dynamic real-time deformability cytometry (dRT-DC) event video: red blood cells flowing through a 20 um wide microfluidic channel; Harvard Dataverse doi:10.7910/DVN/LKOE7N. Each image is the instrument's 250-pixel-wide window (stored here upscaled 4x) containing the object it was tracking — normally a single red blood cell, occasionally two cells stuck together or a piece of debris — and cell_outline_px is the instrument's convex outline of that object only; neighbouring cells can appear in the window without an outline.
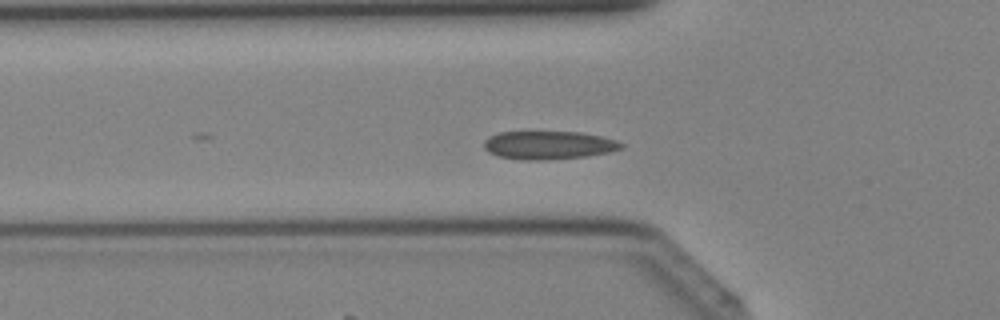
{"species": "Egyptian fruit bat (a non-hibernating species)", "species_latin": "Rousettus aegyptiacus", "temperature_condition": "cold", "stored_images_in_passage": 22, "camera_frame_rate_fps": 3000, "um_per_image_px": 0.085, "animal": {"sex": "female"}, "frame": {"image": 1, "passage_image": 3, "time_ms": 0.667, "image_size_px": [1000, 320], "cell_outline_px": [[624, 148], [608, 152], [584, 156], [544, 160], [520, 160], [500, 156], [488, 152], [484, 148], [484, 140], [488, 136], [500, 132], [580, 132], [600, 136], [616, 140], [624, 144]], "centroid_in_image_um": [46.61, 12.33], "position_along_channel_um": 79.2, "area_um2": 22.54}}
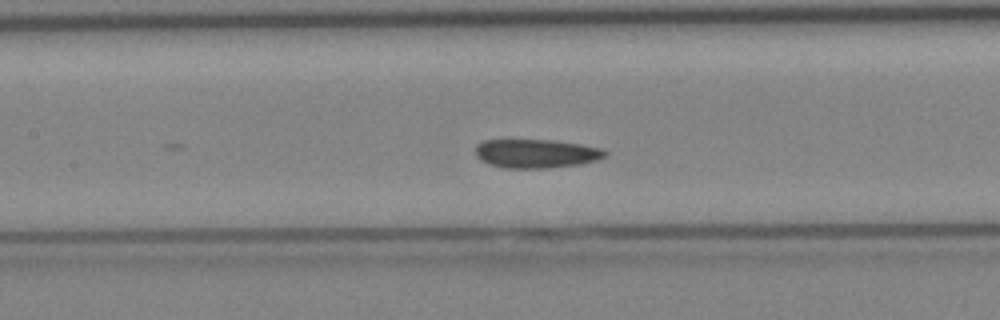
{"frame": {"image": 2, "passage_image": 8, "time_ms": 2.333, "image_size_px": [1000, 320], "cell_outline_px": [[608, 152], [604, 156], [596, 160], [580, 164], [544, 168], [504, 168], [488, 164], [480, 160], [476, 156], [476, 144], [484, 140], [552, 140], [580, 144], [604, 148]], "centroid_in_image_um": [45.56, 13.05], "position_along_channel_um": 161.8, "area_um2": 21.79}}
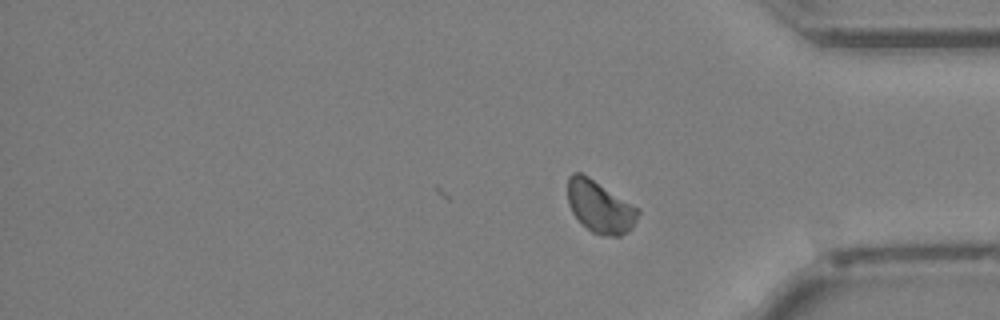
{"frame": {"image": 3, "passage_image": 22, "time_ms": 7.0, "image_size_px": [1000, 320], "cell_outline_px": [[640, 212], [632, 228], [628, 232], [620, 236], [612, 236], [592, 232], [572, 212], [568, 204], [568, 176], [572, 172], [580, 172], [588, 176], [640, 208]], "centroid_in_image_um": [51.01, 17.55], "position_along_channel_um": 384.2, "area_um2": 21.27}}